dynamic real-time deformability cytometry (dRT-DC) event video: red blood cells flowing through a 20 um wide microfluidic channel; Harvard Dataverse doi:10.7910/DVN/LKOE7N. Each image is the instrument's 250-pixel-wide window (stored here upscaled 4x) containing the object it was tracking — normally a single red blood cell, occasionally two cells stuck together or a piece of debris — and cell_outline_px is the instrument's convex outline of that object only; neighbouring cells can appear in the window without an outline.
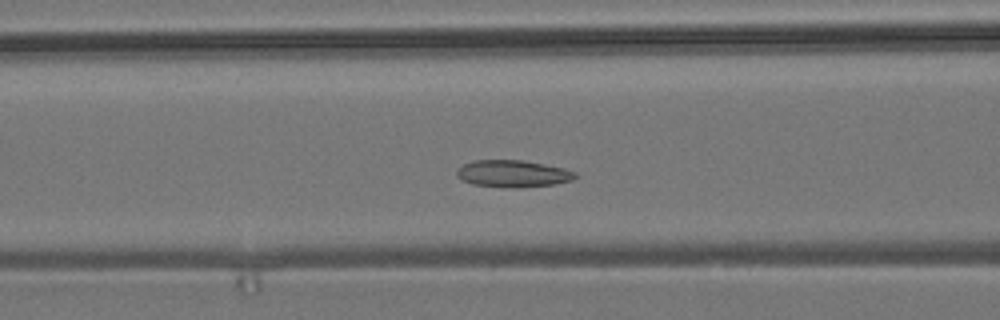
{"species": "common noctule bat (a hibernating species)", "species_latin": "Nyctalus noctula", "temperature_condition": "room temperature", "stored_images_in_passage": 40, "camera_frame_rate_fps": 3000, "um_per_image_px": 0.085, "animal": {"sex": "male", "body_mass_g": 19.2, "forearm_length_mm": 51.8}, "frame": {"image": 1, "passage_image": 7, "time_ms": 2.0, "image_size_px": [1000, 320], "cell_outline_px": [[580, 176], [572, 180], [552, 184], [524, 188], [512, 188], [472, 184], [460, 180], [456, 176], [456, 172], [464, 164], [476, 160], [520, 160], [544, 164], [564, 168], [576, 172]], "centroid_in_image_um": [43.61, 14.77], "position_along_channel_um": 123.0, "area_um2": 18.73}}
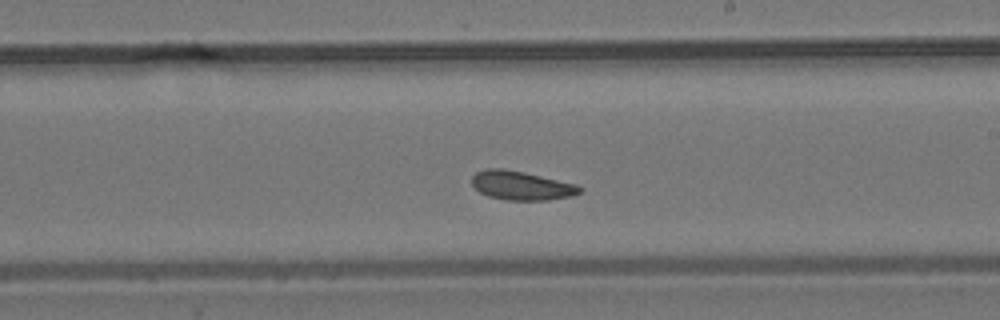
{"frame": {"image": 2, "passage_image": 17, "time_ms": 5.333, "image_size_px": [1000, 320], "cell_outline_px": [[584, 188], [580, 192], [572, 196], [548, 200], [508, 200], [488, 196], [480, 192], [472, 184], [472, 176], [476, 172], [484, 168], [504, 168], [524, 172], [576, 184]], "centroid_in_image_um": [44.31, 15.76], "position_along_channel_um": 244.7, "area_um2": 18.21}}
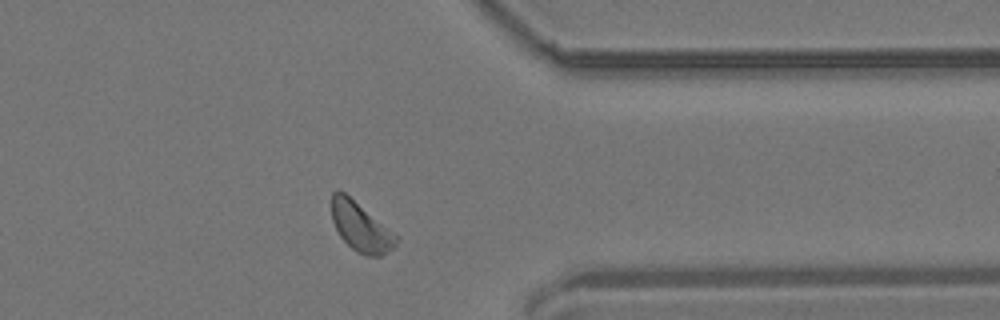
{"frame": {"image": 3, "passage_image": 29, "time_ms": 9.333, "image_size_px": [1000, 320], "cell_outline_px": [[400, 236], [396, 244], [392, 248], [380, 256], [368, 256], [356, 252], [340, 236], [332, 220], [332, 192], [336, 188], [340, 188]], "centroid_in_image_um": [30.67, 19.25], "position_along_channel_um": 380.7, "area_um2": 18.67}, "authors_computed_cell_mechanics": {"area_um2": 18.207, "velocity_mm_per_s": 3.6529, "shape_relaxation_time_tau1_ms": 9.8912, "shape_relaxation_time_tau2_ms": 2.6911, "deformation_change_tau1": 0.0889, "deformation_change_tau2": 0.0676}}